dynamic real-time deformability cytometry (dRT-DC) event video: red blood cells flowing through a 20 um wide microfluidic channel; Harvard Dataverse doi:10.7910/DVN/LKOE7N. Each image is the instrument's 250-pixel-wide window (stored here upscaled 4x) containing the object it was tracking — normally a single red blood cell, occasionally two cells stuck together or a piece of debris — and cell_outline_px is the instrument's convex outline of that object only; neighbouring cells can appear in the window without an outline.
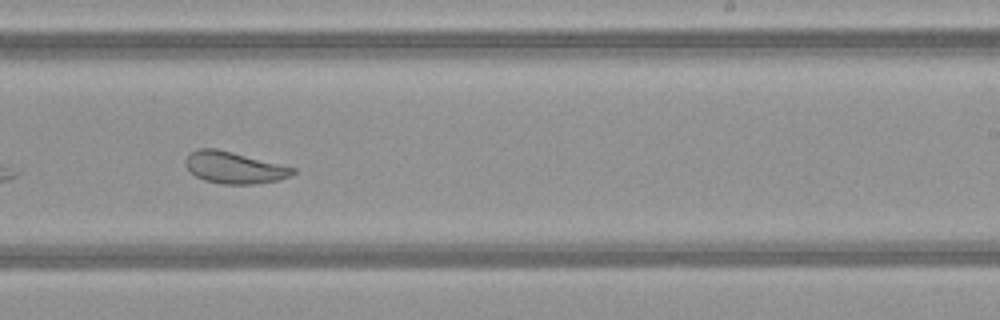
{"species": "common noctule bat (a hibernating species)", "species_latin": "Nyctalus noctula", "temperature_condition": "warm", "stored_images_in_passage": 27, "camera_frame_rate_fps": 3000, "um_per_image_px": 0.085, "animal": {"sex": "female", "body_mass_g": 21.9}, "frame": {"image": 1, "passage_image": 16, "time_ms": 5.0, "image_size_px": [1000, 320], "cell_outline_px": [[296, 172], [292, 176], [276, 180], [256, 184], [224, 184], [204, 180], [196, 176], [184, 164], [184, 160], [196, 148], [216, 148], [296, 168]], "centroid_in_image_um": [19.91, 14.24], "position_along_channel_um": 269.1, "area_um2": 19.71}, "authors_computed_cell_mechanics": {"area_um2": 20.4034, "velocity_mm_per_s": 4.1184, "shape_relaxation_time_tau1_ms": null, "shape_relaxation_time_tau2_ms": 1.6249, "deformation_change_tau1": null, "deformation_change_tau2": 0.1001}}